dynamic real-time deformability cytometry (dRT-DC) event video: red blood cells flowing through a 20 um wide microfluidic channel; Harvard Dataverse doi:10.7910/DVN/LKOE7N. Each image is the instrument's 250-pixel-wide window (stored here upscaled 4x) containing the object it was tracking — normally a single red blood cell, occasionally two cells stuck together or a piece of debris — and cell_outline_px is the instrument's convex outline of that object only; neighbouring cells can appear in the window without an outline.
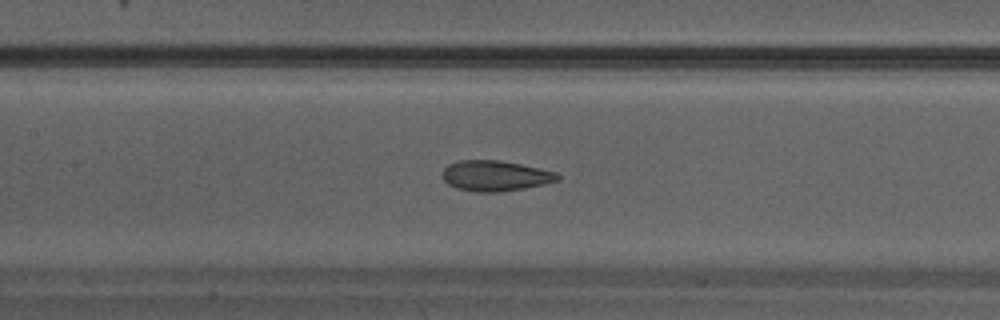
{"species": "Egyptian fruit bat (a non-hibernating species)", "species_latin": "Rousettus aegyptiacus", "temperature_condition": "warm", "stored_images_in_passage": 33, "camera_frame_rate_fps": 3000, "um_per_image_px": 0.085, "animal": {"sex": "male"}, "frame": {"image": 1, "passage_image": 15, "time_ms": 4.667, "image_size_px": [1000, 320], "cell_outline_px": [[560, 180], [544, 184], [524, 188], [496, 192], [476, 192], [456, 188], [448, 184], [444, 180], [444, 168], [448, 164], [456, 160], [500, 160], [520, 164], [556, 172], [560, 176]], "centroid_in_image_um": [42.09, 14.94], "position_along_channel_um": 165.3, "area_um2": 20.4}}
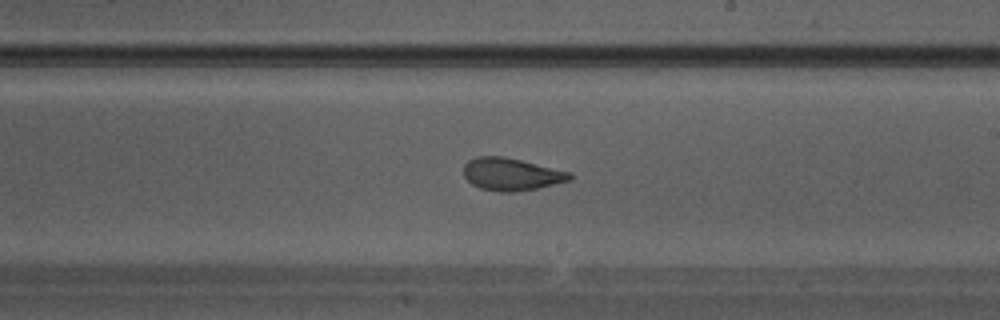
{"frame": {"image": 2, "passage_image": 19, "time_ms": 6.0, "image_size_px": [1000, 320], "cell_outline_px": [[572, 180], [536, 188], [512, 192], [500, 192], [480, 188], [472, 184], [464, 176], [464, 164], [468, 160], [476, 156], [500, 156], [520, 160], [572, 172]], "centroid_in_image_um": [43.46, 14.81], "position_along_channel_um": 245.5, "area_um2": 20.0}}